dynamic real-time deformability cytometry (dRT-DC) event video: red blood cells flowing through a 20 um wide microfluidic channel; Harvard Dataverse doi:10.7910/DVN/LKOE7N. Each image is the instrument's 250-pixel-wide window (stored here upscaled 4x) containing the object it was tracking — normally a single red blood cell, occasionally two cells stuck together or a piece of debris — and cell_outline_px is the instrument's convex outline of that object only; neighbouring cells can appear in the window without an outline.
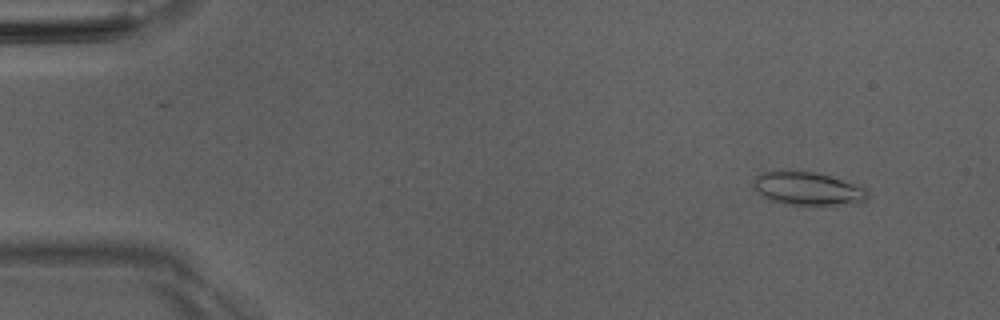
{"species": "Egyptian fruit bat (a non-hibernating species)", "species_latin": "Rousettus aegyptiacus", "temperature_condition": "room temperature", "stored_images_in_passage": 5, "camera_frame_rate_fps": 3000, "um_per_image_px": 0.085, "animal": {"sex": "male"}, "frame": {"image": 1, "passage_image": 5, "time_ms": 5.333, "image_size_px": [1000, 320], "cell_outline_px": [[868, 200], [832, 204], [792, 204], [768, 200], [756, 188], [756, 176], [760, 172], [816, 172], [832, 176], [868, 188]], "centroid_in_image_um": [68.72, 16.02], "position_along_channel_um": 16.3, "area_um2": 21.27}}